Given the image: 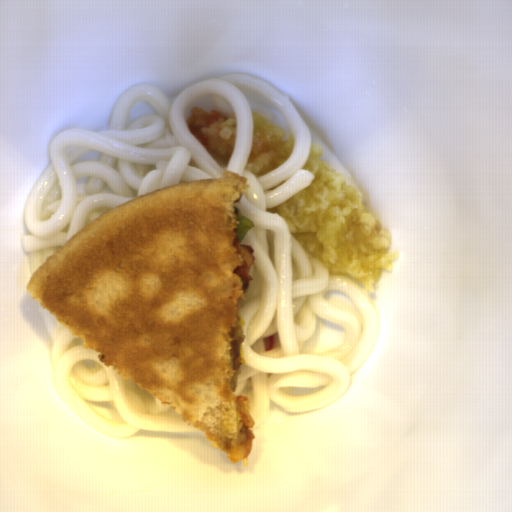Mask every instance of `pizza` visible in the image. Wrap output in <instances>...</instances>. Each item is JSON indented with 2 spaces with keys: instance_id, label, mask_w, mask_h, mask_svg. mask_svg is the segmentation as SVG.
Segmentation results:
<instances>
[{
  "instance_id": "obj_1",
  "label": "pizza",
  "mask_w": 512,
  "mask_h": 512,
  "mask_svg": "<svg viewBox=\"0 0 512 512\" xmlns=\"http://www.w3.org/2000/svg\"><path fill=\"white\" fill-rule=\"evenodd\" d=\"M162 187L97 217L49 254L25 289L106 368L133 380L236 464L233 337L245 260L235 204L252 184Z\"/></svg>"
}]
</instances>
